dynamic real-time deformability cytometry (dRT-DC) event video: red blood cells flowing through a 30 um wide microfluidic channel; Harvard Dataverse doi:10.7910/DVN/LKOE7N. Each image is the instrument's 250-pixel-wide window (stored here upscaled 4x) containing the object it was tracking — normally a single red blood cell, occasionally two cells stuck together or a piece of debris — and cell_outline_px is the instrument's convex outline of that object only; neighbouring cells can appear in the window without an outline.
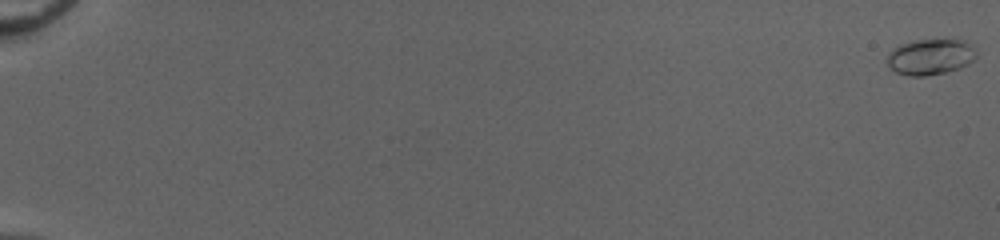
{"species": "common noctule bat (a hibernating species)", "species_latin": "Nyctalus noctula", "temperature_condition": "cold", "stored_images_in_passage": 55, "camera_frame_rate_fps": 3000, "um_per_image_px": 0.085, "animal": {"sex": "female", "body_mass_g": 20.0, "forearm_length_mm": 54.0}, "frame": {"image": 1, "passage_image": 1, "time_ms": 0.0, "image_size_px": [1000, 240], "cell_outline_px": [[976, 56], [968, 64], [960, 68], [944, 72], [924, 76], [908, 76], [896, 72], [888, 64], [888, 52], [892, 48], [900, 44], [916, 40], [964, 40], [976, 52]], "centroid_in_image_um": [79.05, 4.83], "position_along_channel_um": 6.0, "area_um2": 18.38}}
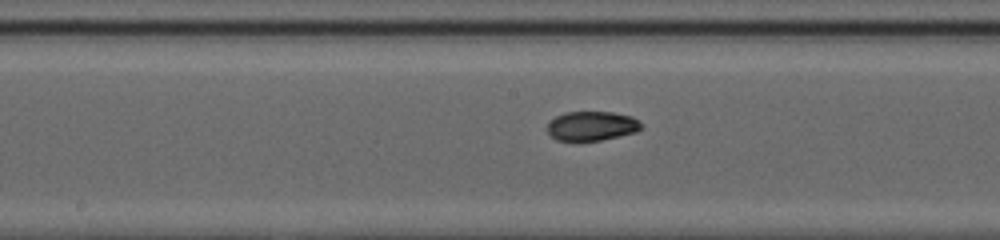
{"frame": {"image": 2, "passage_image": 32, "time_ms": 10.333, "image_size_px": [1000, 240], "cell_outline_px": [[644, 128], [636, 132], [600, 140], [556, 140], [548, 132], [548, 124], [556, 116], [564, 112], [612, 112], [632, 116], [644, 124]], "centroid_in_image_um": [50.35, 10.69], "position_along_channel_um": 197.8, "area_um2": 16.01}}
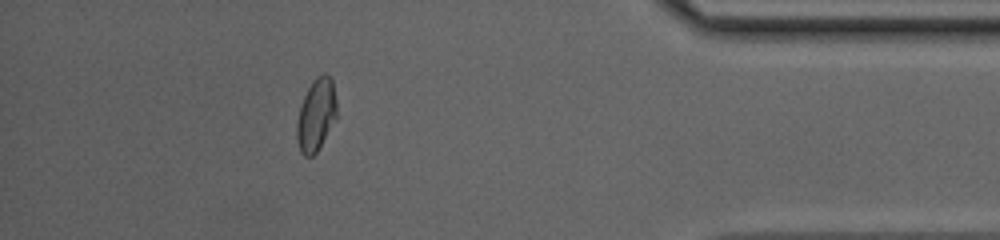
{"frame": {"image": 3, "passage_image": 50, "time_ms": 16.333, "image_size_px": [1000, 240], "cell_outline_px": [[336, 120], [316, 152], [312, 156], [304, 156], [300, 152], [296, 140], [296, 124], [300, 108], [304, 96], [312, 80], [316, 76], [324, 72], [332, 80], [336, 100]], "centroid_in_image_um": [26.86, 9.76], "position_along_channel_um": 408.3, "area_um2": 16.88}, "authors_computed_cell_mechanics": {"area_um2": 16.5886, "velocity_mm_per_s": 4.0617, "shape_relaxation_time_tau1_ms": 3.2573, "shape_relaxation_time_tau2_ms": 1.9648, "deformation_change_tau1": 0.1422, "deformation_change_tau2": 0.0344}}